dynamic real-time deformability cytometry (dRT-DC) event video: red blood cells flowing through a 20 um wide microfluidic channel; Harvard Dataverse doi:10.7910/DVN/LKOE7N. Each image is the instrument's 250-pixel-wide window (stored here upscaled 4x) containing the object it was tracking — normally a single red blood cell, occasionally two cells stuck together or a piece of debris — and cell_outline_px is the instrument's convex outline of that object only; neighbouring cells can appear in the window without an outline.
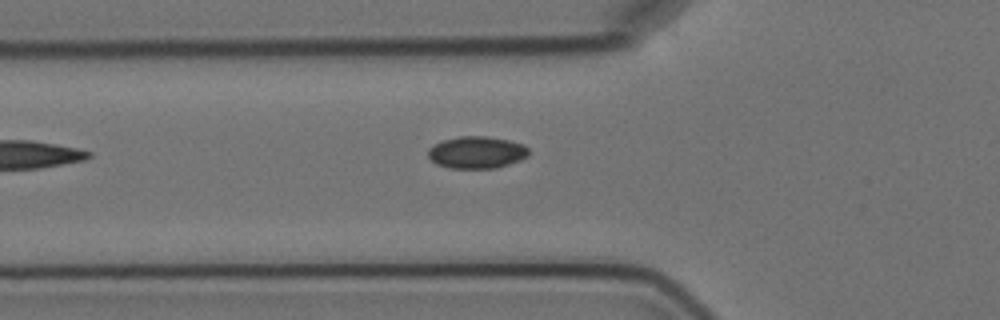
{"species": "Egyptian fruit bat (a non-hibernating species)", "species_latin": "Rousettus aegyptiacus", "temperature_condition": "cold", "stored_images_in_passage": 6, "camera_frame_rate_fps": 3000, "um_per_image_px": 0.085, "animal": {"sex": "female"}, "frame": {"image": 1, "passage_image": 6, "time_ms": 7.667, "image_size_px": [1000, 320], "cell_outline_px": [[528, 156], [520, 160], [496, 168], [452, 168], [436, 164], [428, 156], [428, 148], [444, 140], [460, 136], [488, 136], [508, 140], [524, 144], [528, 148]], "centroid_in_image_um": [40.53, 12.95], "position_along_channel_um": 85.3, "area_um2": 18.73}}